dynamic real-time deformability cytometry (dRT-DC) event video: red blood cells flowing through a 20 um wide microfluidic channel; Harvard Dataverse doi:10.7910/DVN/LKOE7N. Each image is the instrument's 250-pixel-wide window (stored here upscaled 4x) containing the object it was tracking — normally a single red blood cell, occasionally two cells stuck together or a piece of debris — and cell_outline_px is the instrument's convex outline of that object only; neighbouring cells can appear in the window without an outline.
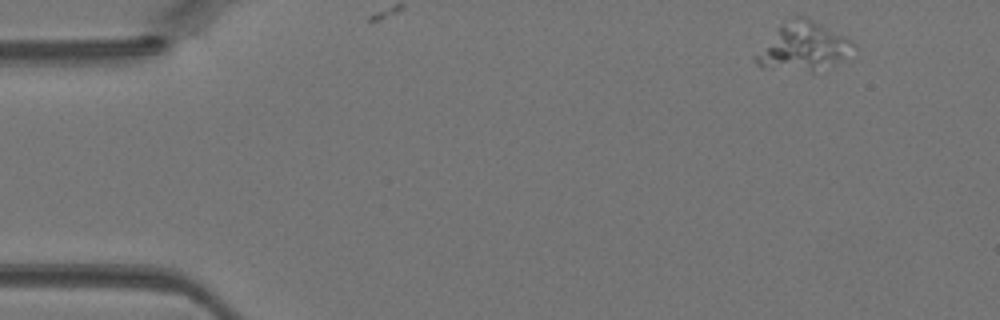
{"species": "Egyptian fruit bat (a non-hibernating species)", "species_latin": "Rousettus aegyptiacus", "temperature_condition": "warm", "stored_images_in_passage": 3, "camera_frame_rate_fps": 3000, "um_per_image_px": 0.085, "animal": {"sex": "female"}, "frame": {"image": 1, "passage_image": 1, "time_ms": 0.0, "image_size_px": [1000, 320], "cell_outline_px": [[856, 44], [832, 64], [812, 72], [760, 68], [752, 60], [752, 56], [780, 28], [796, 16], [804, 16], [848, 36]], "centroid_in_image_um": [68.23, 3.98], "position_along_channel_um": 16.8, "area_um2": 26.65}}